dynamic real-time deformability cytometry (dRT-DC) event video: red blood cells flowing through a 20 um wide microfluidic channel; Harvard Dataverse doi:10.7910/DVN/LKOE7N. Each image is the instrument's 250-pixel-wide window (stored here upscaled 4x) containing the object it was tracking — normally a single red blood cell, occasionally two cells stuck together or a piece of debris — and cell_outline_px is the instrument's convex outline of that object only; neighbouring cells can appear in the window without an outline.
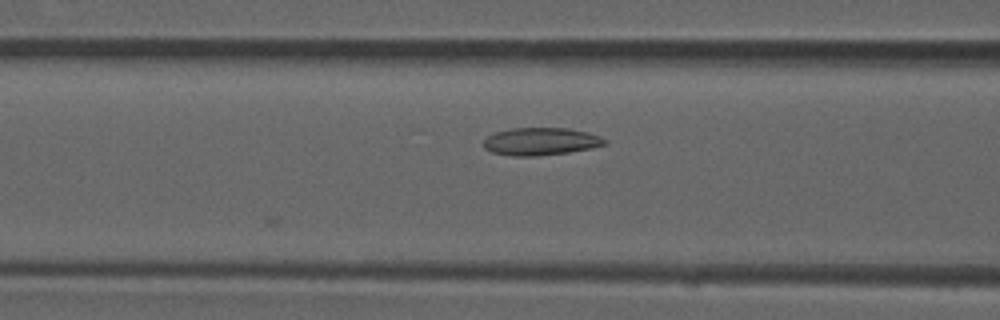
{"species": "common noctule bat (a hibernating species)", "species_latin": "Nyctalus noctula", "temperature_condition": "room temperature", "stored_images_in_passage": 4, "camera_frame_rate_fps": 3000, "um_per_image_px": 0.085, "animal": {"sex": "male", "forearm_length_mm": 52.5}, "frame": {"image": 1, "passage_image": 3, "time_ms": 0.667, "image_size_px": [1000, 320], "cell_outline_px": [[608, 144], [592, 148], [568, 152], [536, 156], [512, 156], [492, 152], [484, 148], [484, 140], [488, 136], [496, 132], [512, 128], [568, 128], [600, 136], [608, 140]], "centroid_in_image_um": [45.98, 12.03], "position_along_channel_um": 120.6, "area_um2": 19.42}}
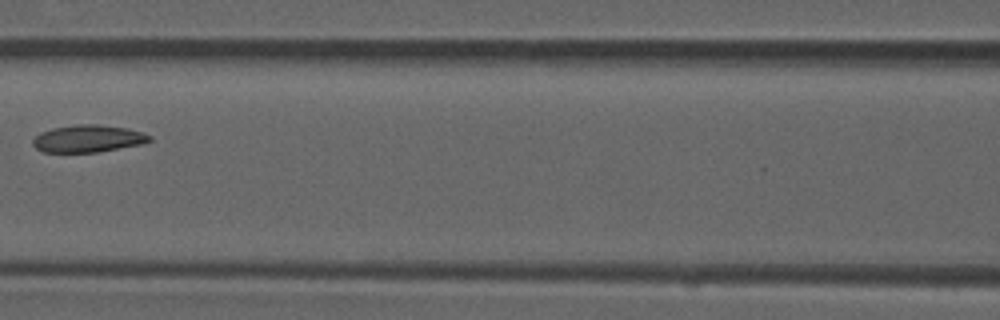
{"frame": {"image": 2, "passage_image": 4, "time_ms": 1.0, "image_size_px": [1000, 320], "cell_outline_px": [[152, 140], [140, 144], [96, 152], [44, 152], [36, 148], [32, 144], [32, 140], [40, 132], [52, 128], [76, 124], [100, 124], [128, 128], [152, 136]], "centroid_in_image_um": [7.46, 11.77], "position_along_channel_um": 159.1, "area_um2": 18.5}}